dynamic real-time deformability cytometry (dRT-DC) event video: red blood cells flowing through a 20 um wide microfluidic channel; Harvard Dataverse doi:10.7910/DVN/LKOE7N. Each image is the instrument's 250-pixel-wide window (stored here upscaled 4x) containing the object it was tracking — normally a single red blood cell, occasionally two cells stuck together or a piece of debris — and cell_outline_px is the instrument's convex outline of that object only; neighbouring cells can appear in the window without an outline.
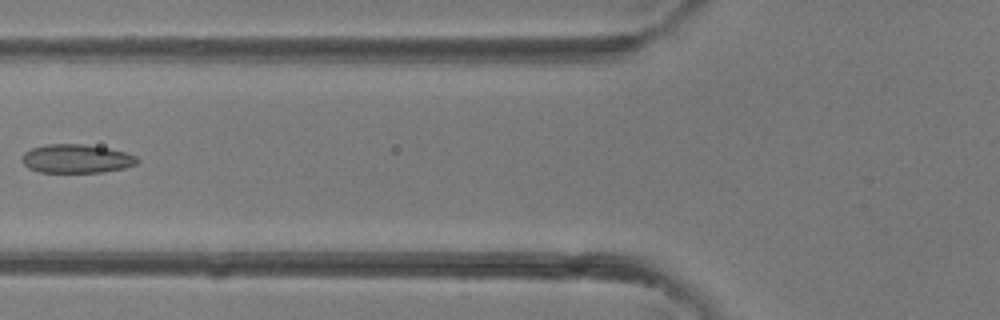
{"species": "common noctule bat (a hibernating species)", "species_latin": "Nyctalus noctula", "temperature_condition": "room temperature", "stored_images_in_passage": 4, "camera_frame_rate_fps": 3000, "um_per_image_px": 0.085, "animal": {"sex": "female"}, "frame": {"image": 1, "passage_image": 4, "time_ms": 3.333, "image_size_px": [1000, 320], "cell_outline_px": [[140, 160], [136, 164], [124, 168], [100, 172], [40, 172], [28, 168], [24, 164], [24, 152], [32, 148], [44, 144], [84, 144], [108, 148], [128, 152], [136, 156]], "centroid_in_image_um": [6.54, 13.48], "position_along_channel_um": 119.3, "area_um2": 19.25}}